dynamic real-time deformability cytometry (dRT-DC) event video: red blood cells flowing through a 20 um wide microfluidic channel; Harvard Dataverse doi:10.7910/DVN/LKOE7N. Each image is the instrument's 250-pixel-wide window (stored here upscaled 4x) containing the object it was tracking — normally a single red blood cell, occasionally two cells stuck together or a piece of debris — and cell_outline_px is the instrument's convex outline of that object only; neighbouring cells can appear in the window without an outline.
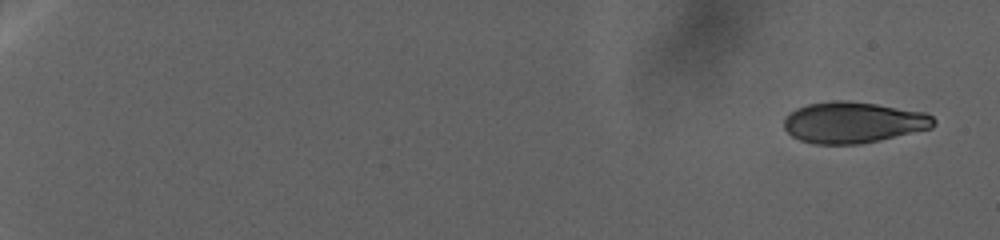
{"species": "human", "species_latin": "Homo sapiens", "temperature_condition": "warm", "stored_images_in_passage": 234, "camera_frame_rate_fps": 3000, "um_per_image_px": 0.085, "donor": {"sex": "female"}, "frame": {"image": 1, "passage_image": 1, "time_ms": 0.0, "image_size_px": [1000, 240], "cell_outline_px": [[932, 124], [928, 128], [876, 140], [852, 144], [824, 144], [804, 140], [792, 136], [784, 128], [784, 120], [792, 112], [800, 108], [812, 104], [872, 104], [920, 112], [932, 116]], "centroid_in_image_um": [72.48, 10.45], "position_along_channel_um": 12.5, "area_um2": 33.18}}
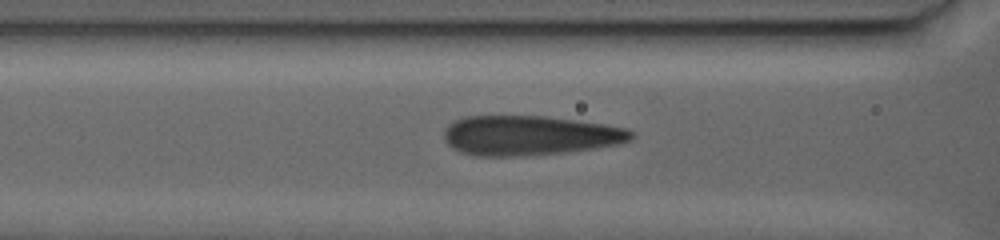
{"frame": {"image": 2, "passage_image": 184, "time_ms": 34.0, "image_size_px": [1000, 240], "cell_outline_px": [[632, 136], [628, 140], [612, 144], [588, 148], [560, 152], [508, 156], [480, 156], [464, 152], [456, 148], [448, 140], [444, 132], [456, 120], [468, 116], [544, 116], [572, 120], [624, 128], [632, 132]], "centroid_in_image_um": [44.97, 11.49], "position_along_channel_um": 121.6, "area_um2": 41.38}}
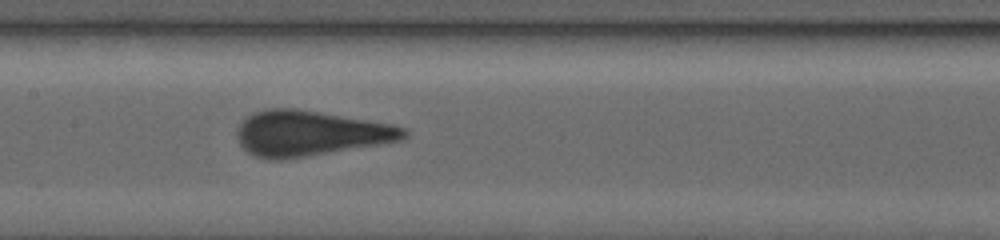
{"frame": {"image": 3, "passage_image": 233, "time_ms": 39.667, "image_size_px": [1000, 240], "cell_outline_px": [[408, 132], [404, 136], [396, 140], [304, 156], [280, 160], [272, 160], [256, 156], [248, 152], [240, 144], [240, 128], [244, 120], [248, 116], [256, 112], [272, 108], [292, 108], [388, 124], [404, 128]], "centroid_in_image_um": [26.28, 11.33], "position_along_channel_um": 181.1, "area_um2": 41.91}}